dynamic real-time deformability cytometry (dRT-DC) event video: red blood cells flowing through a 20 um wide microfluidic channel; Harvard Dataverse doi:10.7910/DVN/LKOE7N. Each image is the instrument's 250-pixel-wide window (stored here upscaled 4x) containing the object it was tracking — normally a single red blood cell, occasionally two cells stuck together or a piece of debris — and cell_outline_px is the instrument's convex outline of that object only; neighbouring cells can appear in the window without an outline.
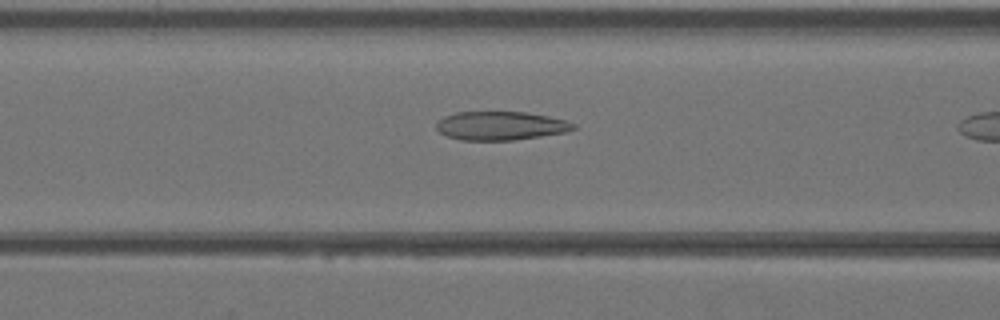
{"species": "Egyptian fruit bat (a non-hibernating species)", "species_latin": "Rousettus aegyptiacus", "temperature_condition": "warm", "stored_images_in_passage": 10, "camera_frame_rate_fps": 3000, "um_per_image_px": 0.085, "animal": {"sex": "female"}, "frame": {"image": 1, "passage_image": 9, "time_ms": 2.667, "image_size_px": [1000, 320], "cell_outline_px": [[576, 128], [568, 132], [512, 140], [460, 140], [448, 136], [440, 132], [436, 128], [436, 124], [444, 116], [456, 112], [524, 112], [548, 116], [564, 120], [576, 124]], "centroid_in_image_um": [42.56, 10.69], "position_along_channel_um": 124.0, "area_um2": 22.77}}